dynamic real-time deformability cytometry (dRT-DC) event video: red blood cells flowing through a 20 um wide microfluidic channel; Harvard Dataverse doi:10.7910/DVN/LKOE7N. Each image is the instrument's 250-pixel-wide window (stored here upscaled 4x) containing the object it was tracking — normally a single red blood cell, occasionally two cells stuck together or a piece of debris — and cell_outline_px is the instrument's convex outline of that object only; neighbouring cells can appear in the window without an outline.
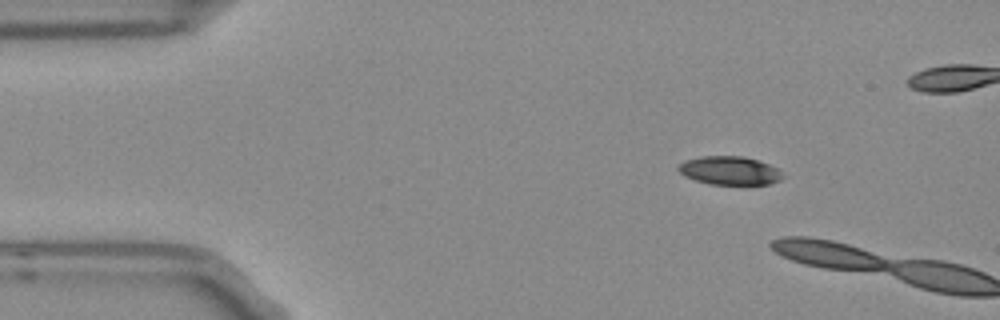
{"species": "Egyptian fruit bat (a non-hibernating species)", "species_latin": "Rousettus aegyptiacus", "temperature_condition": "room temperature", "stored_images_in_passage": 2, "camera_frame_rate_fps": 3000, "um_per_image_px": 0.085, "frame": {"image": 1, "passage_image": 1, "time_ms": 0.0, "image_size_px": [1000, 320], "cell_outline_px": [[784, 176], [780, 180], [768, 184], [708, 184], [684, 176], [676, 168], [680, 164], [688, 160], [700, 156], [744, 156], [768, 164], [776, 168]], "centroid_in_image_um": [62.0, 14.5], "position_along_channel_um": 23.0, "area_um2": 17.11}}